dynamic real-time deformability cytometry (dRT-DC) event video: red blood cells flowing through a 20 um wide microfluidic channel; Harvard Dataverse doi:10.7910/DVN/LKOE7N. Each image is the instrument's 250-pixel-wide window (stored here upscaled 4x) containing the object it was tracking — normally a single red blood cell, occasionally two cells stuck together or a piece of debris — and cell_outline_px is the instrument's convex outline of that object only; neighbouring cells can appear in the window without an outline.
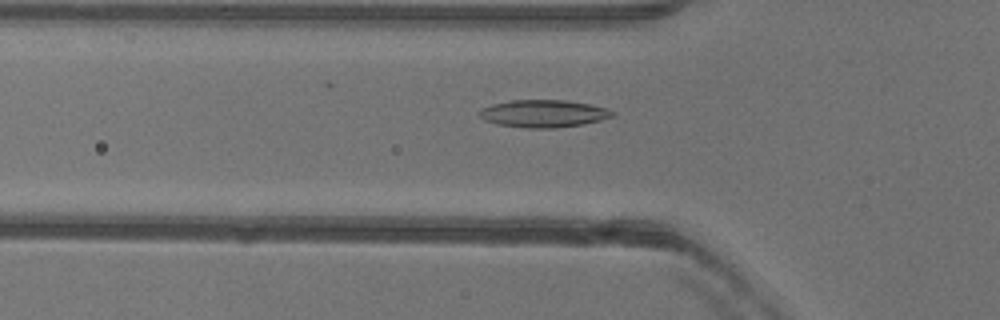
{"species": "common noctule bat (a hibernating species)", "species_latin": "Nyctalus noctula", "temperature_condition": "warm", "stored_images_in_passage": 51, "camera_frame_rate_fps": 3000, "um_per_image_px": 0.085, "animal": {"sex": "female"}, "frame": {"image": 1, "passage_image": 17, "time_ms": 5.333, "image_size_px": [1000, 320], "cell_outline_px": [[616, 116], [600, 120], [580, 124], [556, 128], [528, 128], [496, 124], [484, 120], [476, 112], [480, 108], [492, 104], [512, 100], [564, 100], [588, 104], [608, 108], [616, 112]], "centroid_in_image_um": [46.18, 9.65], "position_along_channel_um": 79.6, "area_um2": 21.39}}
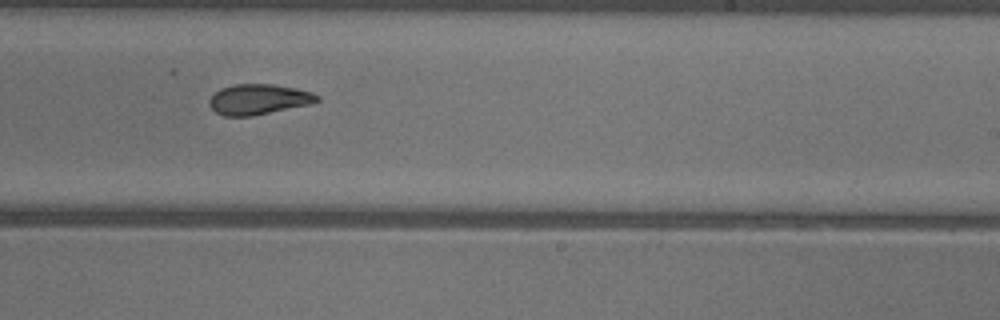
{"frame": {"image": 2, "passage_image": 31, "time_ms": 10.0, "image_size_px": [1000, 320], "cell_outline_px": [[320, 100], [308, 104], [252, 116], [224, 116], [216, 112], [208, 104], [208, 100], [220, 88], [232, 84], [272, 84], [296, 88], [312, 92], [320, 96]], "centroid_in_image_um": [21.95, 8.43], "position_along_channel_um": 267.0, "area_um2": 19.02}}
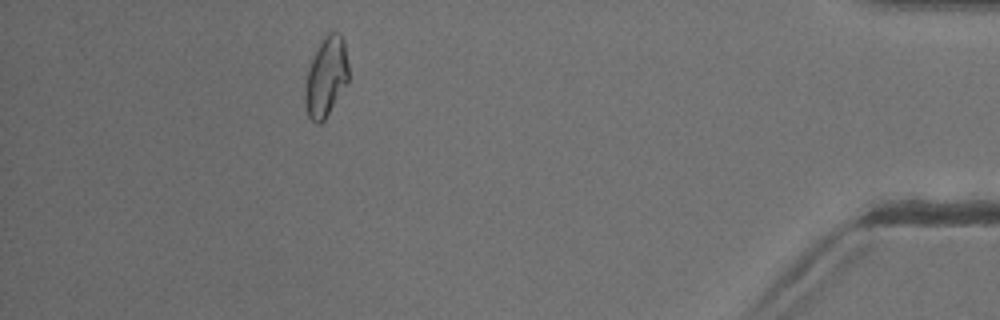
{"frame": {"image": 3, "passage_image": 46, "time_ms": 15.0, "image_size_px": [1000, 320], "cell_outline_px": [[348, 80], [324, 120], [320, 124], [316, 124], [308, 116], [304, 104], [304, 88], [308, 68], [316, 48], [320, 40], [328, 32], [340, 32], [344, 40], [348, 64]], "centroid_in_image_um": [27.69, 6.5], "position_along_channel_um": 407.5, "area_um2": 20.29}, "authors_computed_cell_mechanics": {"area_um2": 20.23, "velocity_mm_per_s": 4.0011, "shape_relaxation_time_tau1_ms": 10.9714, "shape_relaxation_time_tau2_ms": 2.5285, "deformation_change_tau1": 0.2729, "deformation_change_tau2": 0.0893}}